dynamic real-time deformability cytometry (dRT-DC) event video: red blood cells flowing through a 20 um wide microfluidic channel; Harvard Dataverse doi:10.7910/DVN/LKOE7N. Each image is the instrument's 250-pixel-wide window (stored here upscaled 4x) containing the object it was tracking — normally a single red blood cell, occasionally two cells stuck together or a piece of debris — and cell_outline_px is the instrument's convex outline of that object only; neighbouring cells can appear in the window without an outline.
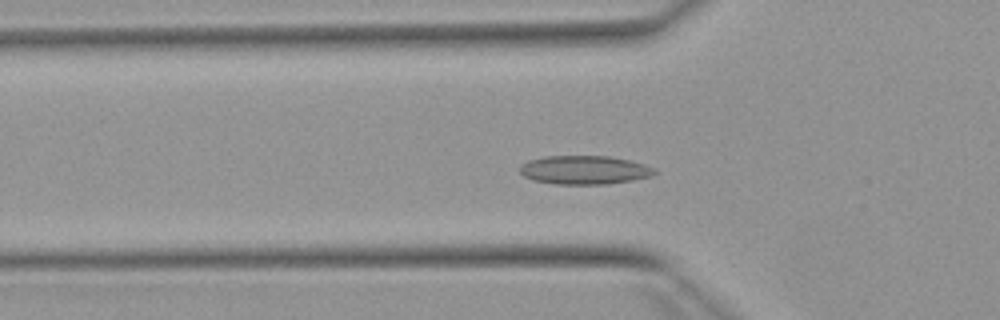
{"species": "Egyptian fruit bat (a non-hibernating species)", "species_latin": "Rousettus aegyptiacus", "temperature_condition": "warm", "stored_images_in_passage": 51, "camera_frame_rate_fps": 3000, "um_per_image_px": 0.085, "animal": {"sex": "female"}, "frame": {"image": 1, "passage_image": 16, "time_ms": 5.0, "image_size_px": [1000, 320], "cell_outline_px": [[656, 172], [652, 176], [632, 180], [608, 184], [556, 184], [532, 180], [524, 176], [520, 172], [520, 164], [528, 160], [544, 156], [608, 156], [628, 160], [644, 164], [656, 168]], "centroid_in_image_um": [49.66, 14.44], "position_along_channel_um": 76.1, "area_um2": 22.6}}
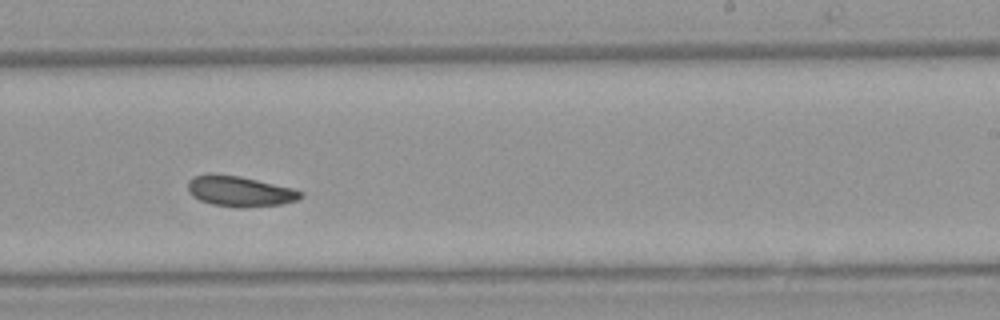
{"frame": {"image": 2, "passage_image": 31, "time_ms": 10.0, "image_size_px": [1000, 320], "cell_outline_px": [[304, 196], [296, 200], [284, 204], [244, 208], [236, 208], [212, 204], [200, 200], [192, 196], [188, 192], [188, 180], [196, 176], [236, 176], [256, 180], [292, 188], [304, 192]], "centroid_in_image_um": [20.44, 16.31], "position_along_channel_um": 268.6, "area_um2": 19.59}}
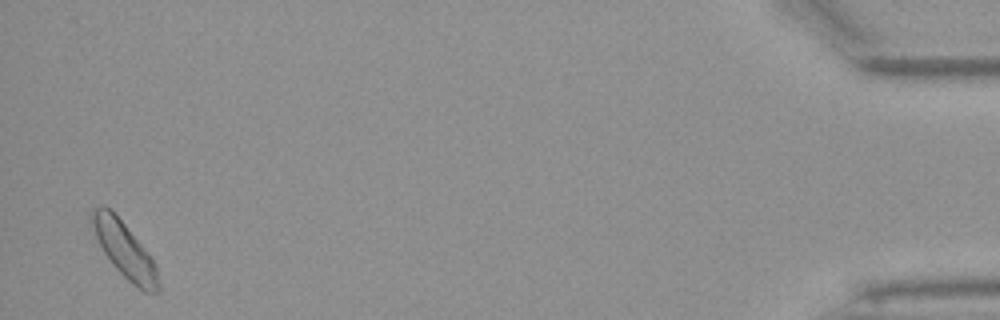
{"frame": {"image": 3, "passage_image": 50, "time_ms": 16.333, "image_size_px": [1000, 320], "cell_outline_px": [[160, 292], [144, 292], [132, 284], [112, 264], [104, 252], [88, 224], [88, 216], [96, 208], [108, 208], [124, 224], [148, 252], [156, 264], [160, 284]], "centroid_in_image_um": [10.58, 21.28], "position_along_channel_um": 424.6, "area_um2": 21.39}, "authors_computed_cell_mechanics": {"area_um2": 20.3456, "velocity_mm_per_s": 3.8603, "shape_relaxation_time_tau1_ms": 4.4167, "shape_relaxation_time_tau2_ms": null, "deformation_change_tau1": 0.099, "deformation_change_tau2": null}}